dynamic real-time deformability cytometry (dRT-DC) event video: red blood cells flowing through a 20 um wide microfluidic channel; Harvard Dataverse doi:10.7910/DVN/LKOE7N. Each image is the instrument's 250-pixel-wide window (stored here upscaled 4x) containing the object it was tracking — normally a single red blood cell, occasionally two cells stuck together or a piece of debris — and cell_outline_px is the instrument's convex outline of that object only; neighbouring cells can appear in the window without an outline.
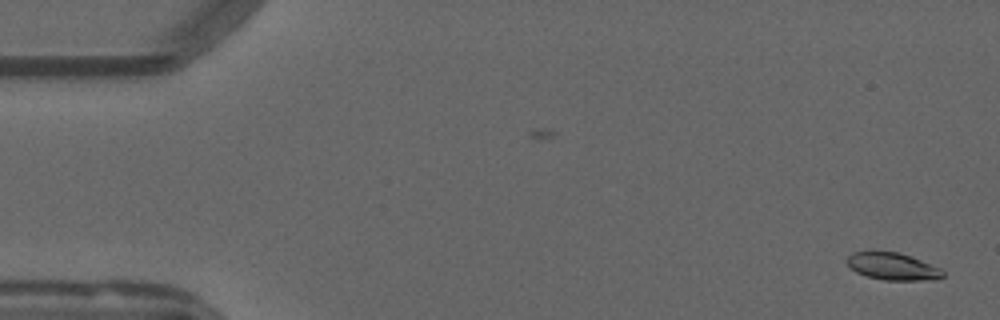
{"species": "common noctule bat (a hibernating species)", "species_latin": "Nyctalus noctula", "temperature_condition": "warm", "stored_images_in_passage": 18, "camera_frame_rate_fps": 3000, "um_per_image_px": 0.085, "animal": {"sex": "male", "forearm_length_mm": 52.5}, "frame": {"image": 1, "passage_image": 1, "time_ms": 0.0, "image_size_px": [1000, 320], "cell_outline_px": [[944, 276], [924, 280], [884, 280], [868, 276], [856, 272], [844, 260], [852, 252], [872, 248], [900, 252], [940, 268], [944, 272]], "centroid_in_image_um": [75.78, 22.58], "position_along_channel_um": 9.2, "area_um2": 15.61}}